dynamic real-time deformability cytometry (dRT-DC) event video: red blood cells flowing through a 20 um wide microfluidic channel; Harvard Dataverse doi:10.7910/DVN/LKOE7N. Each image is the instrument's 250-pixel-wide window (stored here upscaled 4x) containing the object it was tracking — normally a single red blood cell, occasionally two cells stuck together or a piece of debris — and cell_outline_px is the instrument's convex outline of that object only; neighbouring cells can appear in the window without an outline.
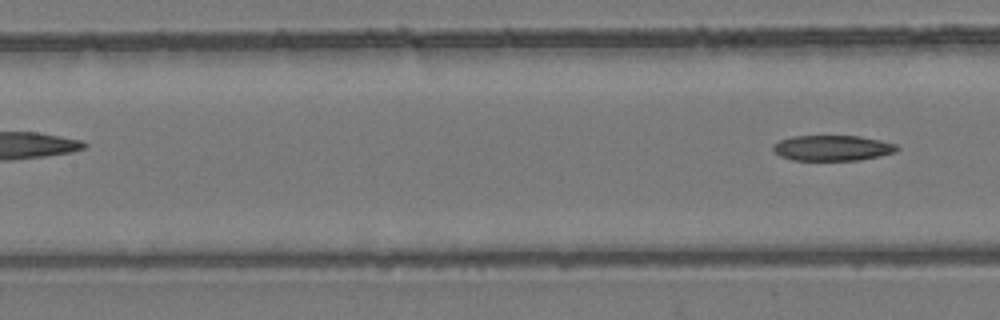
{"species": "common noctule bat (a hibernating species)", "species_latin": "Nyctalus noctula", "temperature_condition": "room temperature", "stored_images_in_passage": 10, "camera_frame_rate_fps": 3000, "um_per_image_px": 0.085, "animal": {"sex": "female", "body_mass_g": 24.6, "forearm_length_mm": 56.2}, "frame": {"image": 1, "passage_image": 10, "time_ms": 10.333, "image_size_px": [1000, 320], "cell_outline_px": [[900, 148], [896, 152], [880, 156], [860, 160], [792, 160], [780, 156], [772, 152], [772, 144], [780, 140], [792, 136], [860, 136], [880, 140], [896, 144]], "centroid_in_image_um": [70.74, 12.58], "position_along_channel_um": 136.7, "area_um2": 18.61}}